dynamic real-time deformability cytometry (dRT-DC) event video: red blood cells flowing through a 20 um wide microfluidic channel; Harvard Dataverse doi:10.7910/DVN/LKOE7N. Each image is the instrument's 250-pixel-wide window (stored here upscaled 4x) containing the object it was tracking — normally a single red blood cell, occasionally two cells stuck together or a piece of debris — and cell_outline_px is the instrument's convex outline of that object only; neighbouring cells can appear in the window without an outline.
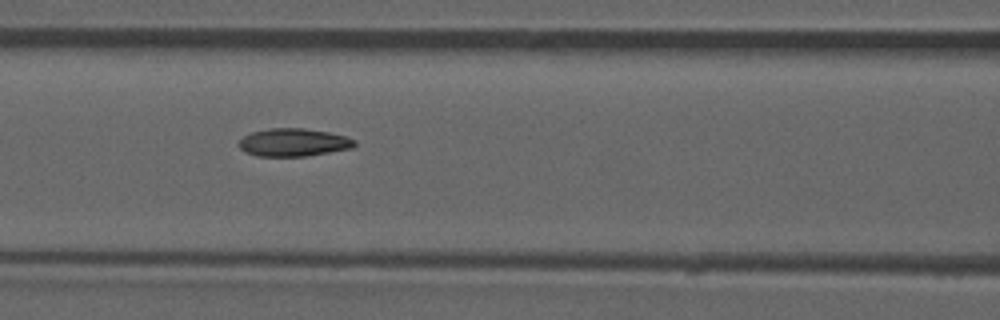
{"species": "common noctule bat (a hibernating species)", "species_latin": "Nyctalus noctula", "temperature_condition": "room temperature", "stored_images_in_passage": 53, "camera_frame_rate_fps": 3000, "um_per_image_px": 0.085, "animal": {"sex": "male", "forearm_length_mm": 52.5}, "frame": {"image": 1, "passage_image": 23, "time_ms": 7.333, "image_size_px": [1000, 320], "cell_outline_px": [[356, 144], [352, 148], [304, 156], [256, 156], [244, 152], [240, 148], [240, 140], [244, 136], [252, 132], [268, 128], [304, 128], [328, 132], [344, 136], [356, 140]], "centroid_in_image_um": [24.93, 12.1], "position_along_channel_um": 141.7, "area_um2": 18.67}, "authors_computed_cell_mechanics": {"area_um2": 18.6694, "velocity_mm_per_s": 3.9307, "shape_relaxation_time_tau1_ms": null, "shape_relaxation_time_tau2_ms": 2.7914, "deformation_change_tau1": null, "deformation_change_tau2": 0.0911}}